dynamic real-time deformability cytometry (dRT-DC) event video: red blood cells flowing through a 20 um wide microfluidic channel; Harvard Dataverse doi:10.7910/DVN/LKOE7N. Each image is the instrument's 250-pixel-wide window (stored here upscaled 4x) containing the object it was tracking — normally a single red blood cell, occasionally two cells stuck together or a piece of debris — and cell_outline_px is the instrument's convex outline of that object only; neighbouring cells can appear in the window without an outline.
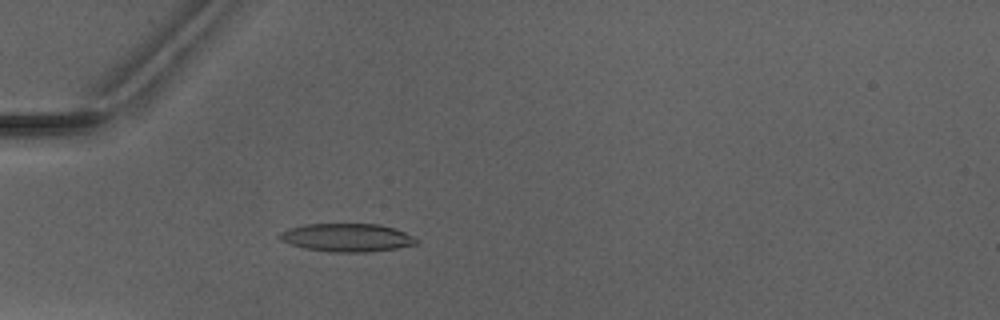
{"species": "Egyptian fruit bat (a non-hibernating species)", "species_latin": "Rousettus aegyptiacus", "temperature_condition": "warm", "stored_images_in_passage": 3, "camera_frame_rate_fps": 3000, "um_per_image_px": 0.085, "animal": {"sex": "male"}, "frame": {"image": 1, "passage_image": 3, "time_ms": 2.333, "image_size_px": [1000, 320], "cell_outline_px": [[420, 240], [416, 244], [396, 248], [368, 252], [332, 252], [304, 248], [280, 240], [276, 236], [280, 232], [288, 228], [304, 224], [380, 224], [404, 232]], "centroid_in_image_um": [29.46, 20.19], "position_along_channel_um": 55.5, "area_um2": 22.43}}